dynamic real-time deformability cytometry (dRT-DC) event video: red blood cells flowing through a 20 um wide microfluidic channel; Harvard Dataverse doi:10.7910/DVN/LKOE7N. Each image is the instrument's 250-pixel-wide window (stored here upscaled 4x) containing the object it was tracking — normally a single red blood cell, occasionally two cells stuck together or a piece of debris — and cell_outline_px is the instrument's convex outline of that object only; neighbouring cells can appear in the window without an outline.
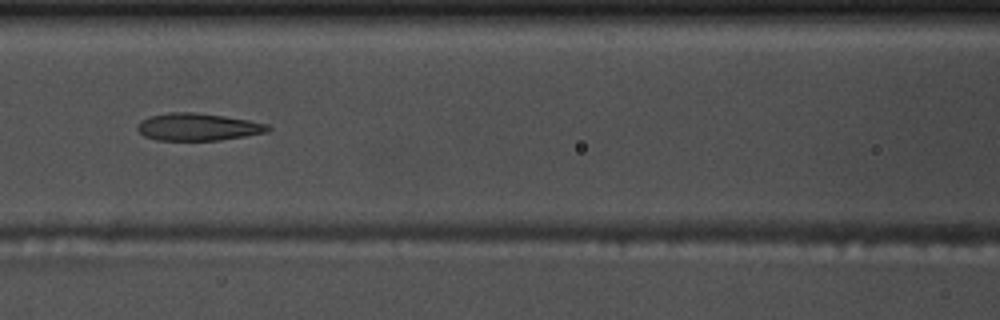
{"species": "common noctule bat (a hibernating species)", "species_latin": "Nyctalus noctula", "temperature_condition": "warm", "stored_images_in_passage": 6, "camera_frame_rate_fps": 3000, "um_per_image_px": 0.085, "animal": {"sex": "male", "body_mass_g": 17.5, "forearm_length_mm": 52.3}, "frame": {"image": 1, "passage_image": 6, "time_ms": 1.667, "image_size_px": [1000, 320], "cell_outline_px": [[272, 128], [268, 132], [220, 140], [156, 140], [144, 136], [136, 128], [140, 120], [148, 116], [168, 112], [196, 112], [224, 116], [248, 120], [268, 124]], "centroid_in_image_um": [16.8, 10.78], "position_along_channel_um": 149.8, "area_um2": 20.92}}